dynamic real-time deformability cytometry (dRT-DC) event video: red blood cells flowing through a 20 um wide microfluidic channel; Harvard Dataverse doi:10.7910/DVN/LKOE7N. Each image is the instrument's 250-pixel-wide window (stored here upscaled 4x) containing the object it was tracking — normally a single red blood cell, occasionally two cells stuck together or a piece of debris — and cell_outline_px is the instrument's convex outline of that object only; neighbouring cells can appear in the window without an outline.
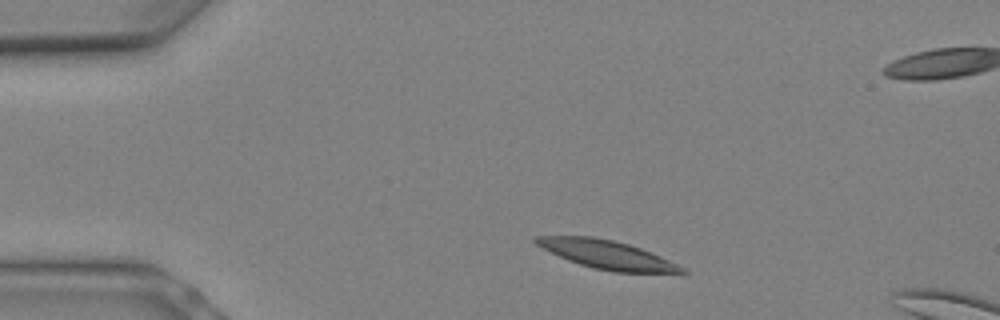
{"species": "Egyptian fruit bat (a non-hibernating species)", "species_latin": "Rousettus aegyptiacus", "temperature_condition": "warm", "stored_images_in_passage": 4, "camera_frame_rate_fps": 3000, "um_per_image_px": 0.085, "animal": {"sex": "female"}, "frame": {"image": 1, "passage_image": 1, "time_ms": 0.0, "image_size_px": [1000, 320], "cell_outline_px": [[688, 272], [616, 272], [592, 268], [568, 260], [536, 244], [532, 240], [536, 236], [592, 236], [612, 240], [628, 244], [640, 248], [660, 256], [684, 268]], "centroid_in_image_um": [51.55, 21.63], "position_along_channel_um": 33.5, "area_um2": 23.64}}